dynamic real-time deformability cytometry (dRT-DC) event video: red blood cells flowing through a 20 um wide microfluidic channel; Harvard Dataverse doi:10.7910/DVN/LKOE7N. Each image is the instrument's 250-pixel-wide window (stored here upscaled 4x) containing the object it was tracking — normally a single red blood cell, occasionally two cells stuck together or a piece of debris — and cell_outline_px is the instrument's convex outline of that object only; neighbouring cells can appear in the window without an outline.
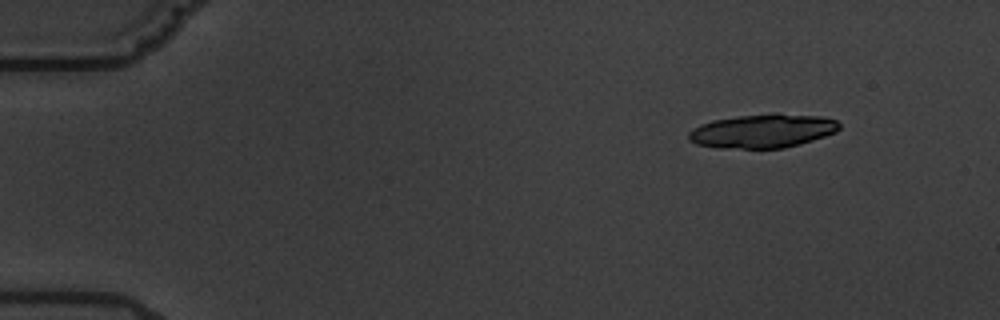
{"species": "common noctule bat (a hibernating species)", "species_latin": "Nyctalus noctula", "temperature_condition": "warm", "stored_images_in_passage": 6, "segment_of_instrument_passage": [2, 2], "camera_frame_rate_fps": 3000, "um_per_image_px": 0.085, "animal": {"sex": "male", "body_mass_g": 19.5, "forearm_length_mm": 54.6}, "frame": {"image": 1, "passage_image": 6, "time_ms": 6.667, "image_size_px": [1000, 320], "cell_outline_px": [[840, 128], [836, 132], [800, 144], [784, 148], [716, 148], [696, 144], [688, 140], [688, 132], [692, 128], [700, 124], [712, 120], [736, 116], [772, 112], [776, 112], [824, 116], [836, 120], [840, 124]], "centroid_in_image_um": [64.82, 11.11], "position_along_channel_um": 20.2, "area_um2": 30.29}}